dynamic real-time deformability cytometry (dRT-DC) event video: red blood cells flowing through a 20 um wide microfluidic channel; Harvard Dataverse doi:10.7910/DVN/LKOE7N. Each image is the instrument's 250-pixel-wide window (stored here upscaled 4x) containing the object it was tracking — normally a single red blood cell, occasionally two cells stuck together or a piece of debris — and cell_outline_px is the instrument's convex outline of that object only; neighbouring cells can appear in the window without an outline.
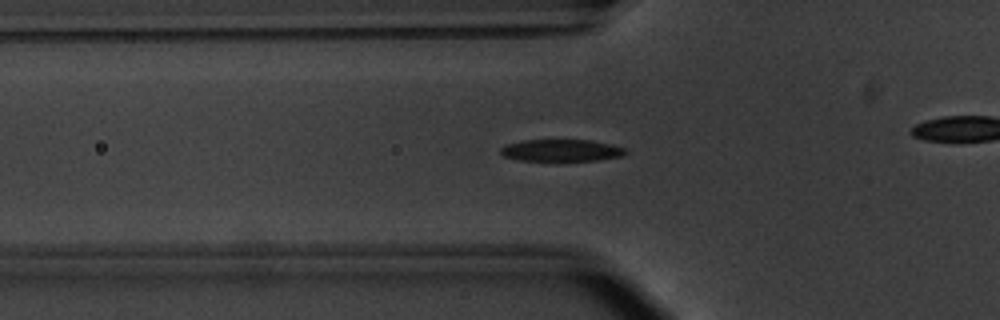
{"species": "common noctule bat (a hibernating species)", "species_latin": "Nyctalus noctula", "temperature_condition": "warm", "stored_images_in_passage": 40, "camera_frame_rate_fps": 3000, "um_per_image_px": 0.085, "animal": {"sex": "male", "body_mass_g": 20.1, "forearm_length_mm": 53.5}, "frame": {"image": 1, "passage_image": 4, "time_ms": 1.0, "image_size_px": [1000, 320], "cell_outline_px": [[628, 152], [620, 156], [596, 160], [556, 164], [516, 160], [504, 156], [500, 152], [500, 148], [508, 144], [524, 140], [592, 140], [612, 144], [624, 148]], "centroid_in_image_um": [47.68, 12.83], "position_along_channel_um": 78.1, "area_um2": 16.94}}
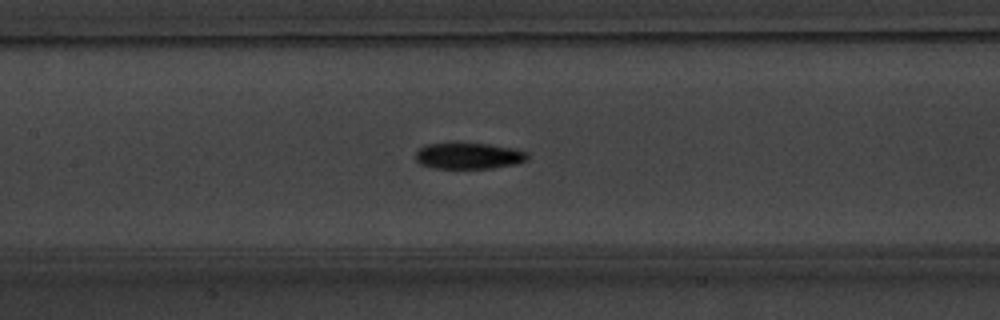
{"frame": {"image": 2, "passage_image": 11, "time_ms": 3.333, "image_size_px": [1000, 320], "cell_outline_px": [[528, 160], [516, 164], [492, 168], [436, 168], [420, 164], [416, 160], [416, 152], [424, 144], [456, 140], [460, 140], [516, 148], [528, 152]], "centroid_in_image_um": [39.83, 13.19], "position_along_channel_um": 167.6, "area_um2": 17.98}}
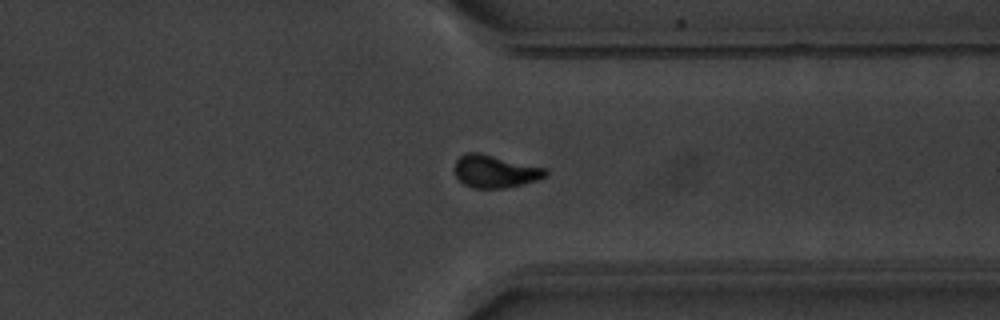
{"frame": {"image": 3, "passage_image": 27, "time_ms": 8.667, "image_size_px": [1000, 320], "cell_outline_px": [[548, 176], [536, 180], [504, 188], [472, 188], [464, 184], [456, 176], [456, 160], [464, 152], [480, 152], [544, 168], [548, 172]], "centroid_in_image_um": [42.06, 14.56], "position_along_channel_um": 369.3, "area_um2": 17.11}, "authors_computed_cell_mechanics": {"area_um2": 17.1666, "velocity_mm_per_s": 3.7891, "shape_relaxation_time_tau1_ms": 2.655, "shape_relaxation_time_tau2_ms": 7.0961, "deformation_change_tau1": 0.1279, "deformation_change_tau2": 0.1233}}